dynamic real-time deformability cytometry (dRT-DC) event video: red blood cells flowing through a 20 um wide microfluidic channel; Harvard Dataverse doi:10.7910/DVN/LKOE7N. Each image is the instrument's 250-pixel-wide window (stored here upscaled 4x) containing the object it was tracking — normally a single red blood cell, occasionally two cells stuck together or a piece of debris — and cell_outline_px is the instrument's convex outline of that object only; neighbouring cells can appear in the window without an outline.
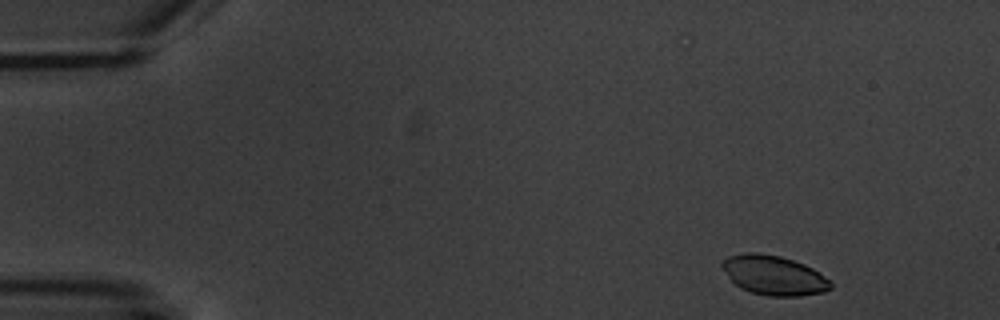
{"species": "common noctule bat (a hibernating species)", "species_latin": "Nyctalus noctula", "temperature_condition": "warm", "stored_images_in_passage": 5, "camera_frame_rate_fps": 3000, "um_per_image_px": 0.085, "animal": {"sex": "male", "body_mass_g": 20.1, "forearm_length_mm": 53.5}, "frame": {"image": 1, "passage_image": 1, "time_ms": 0.0, "image_size_px": [1000, 320], "cell_outline_px": [[832, 288], [824, 292], [800, 296], [768, 296], [752, 292], [740, 288], [732, 280], [720, 264], [720, 260], [728, 256], [744, 252], [756, 252], [780, 256], [804, 264], [812, 268], [824, 276], [832, 284]], "centroid_in_image_um": [65.76, 23.39], "position_along_channel_um": 19.2, "area_um2": 24.91}}
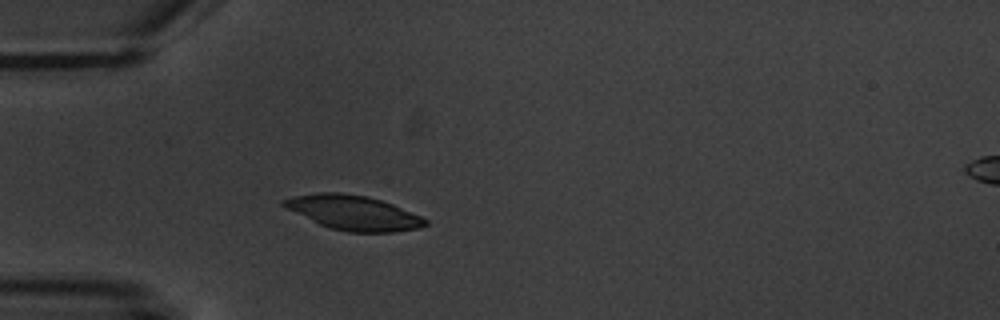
{"frame": {"image": 2, "passage_image": 4, "time_ms": 3.667, "image_size_px": [1000, 320], "cell_outline_px": [[428, 224], [420, 228], [392, 232], [348, 232], [332, 228], [320, 224], [284, 208], [280, 204], [280, 200], [296, 196], [320, 192], [340, 192], [368, 196], [392, 204], [420, 216], [428, 220]], "centroid_in_image_um": [30.02, 18.07], "position_along_channel_um": 55.0, "area_um2": 28.38}}